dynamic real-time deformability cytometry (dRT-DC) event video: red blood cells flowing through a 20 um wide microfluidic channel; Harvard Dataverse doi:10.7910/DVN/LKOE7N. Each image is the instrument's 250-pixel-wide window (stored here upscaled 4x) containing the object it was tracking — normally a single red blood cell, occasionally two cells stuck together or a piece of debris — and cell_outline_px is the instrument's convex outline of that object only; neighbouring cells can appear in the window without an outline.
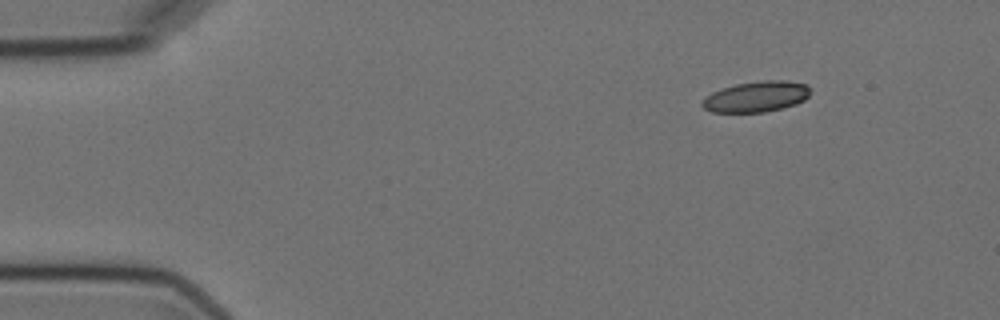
{"species": "Egyptian fruit bat (a non-hibernating species)", "species_latin": "Rousettus aegyptiacus", "temperature_condition": "cold", "stored_images_in_passage": 3, "camera_frame_rate_fps": 3000, "um_per_image_px": 0.085, "animal": {"sex": "female"}, "frame": {"image": 1, "passage_image": 1, "time_ms": 0.0, "image_size_px": [1000, 320], "cell_outline_px": [[812, 92], [804, 100], [796, 104], [784, 108], [764, 112], [712, 112], [704, 108], [700, 104], [704, 96], [720, 88], [736, 84], [764, 80], [788, 80], [808, 84]], "centroid_in_image_um": [64.3, 8.2], "position_along_channel_um": 20.7, "area_um2": 19.71}}
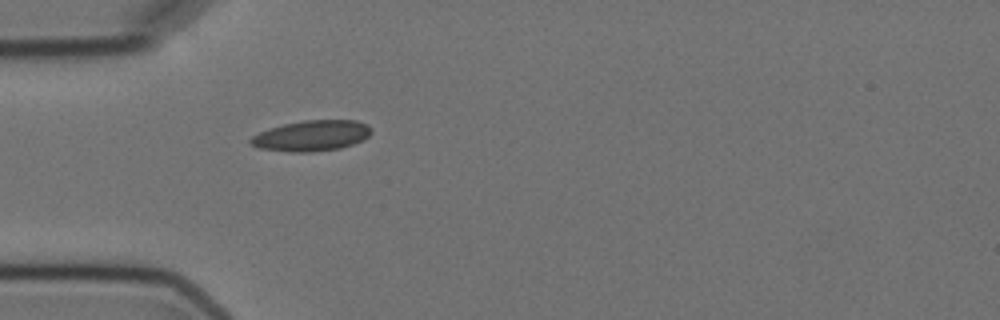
{"frame": {"image": 2, "passage_image": 3, "time_ms": 3.333, "image_size_px": [1000, 320], "cell_outline_px": [[372, 132], [364, 140], [340, 148], [312, 152], [292, 152], [260, 148], [252, 144], [248, 140], [252, 136], [260, 132], [284, 124], [304, 120], [356, 120], [368, 124], [372, 128]], "centroid_in_image_um": [26.54, 11.53], "position_along_channel_um": 58.5, "area_um2": 21.5}}